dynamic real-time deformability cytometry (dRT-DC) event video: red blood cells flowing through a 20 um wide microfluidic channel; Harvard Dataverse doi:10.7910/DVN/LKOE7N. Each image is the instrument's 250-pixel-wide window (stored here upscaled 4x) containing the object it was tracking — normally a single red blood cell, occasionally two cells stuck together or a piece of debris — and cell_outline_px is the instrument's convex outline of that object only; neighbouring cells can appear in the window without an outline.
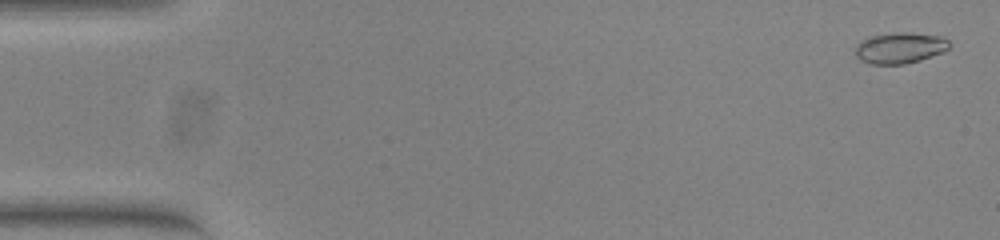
{"species": "common noctule bat (a hibernating species)", "species_latin": "Nyctalus noctula", "temperature_condition": "warm", "stored_images_in_passage": 54, "camera_frame_rate_fps": 3000, "um_per_image_px": 0.085, "animal": {"sex": "female", "body_mass_g": 23.0, "forearm_length_mm": 53.4}, "frame": {"image": 1, "passage_image": 2, "time_ms": 0.333, "image_size_px": [1000, 240], "cell_outline_px": [[948, 48], [944, 52], [920, 60], [904, 64], [868, 64], [860, 60], [856, 56], [856, 44], [872, 36], [888, 32], [908, 32], [940, 36], [948, 40]], "centroid_in_image_um": [76.48, 4.07], "position_along_channel_um": 8.5, "area_um2": 16.99}}
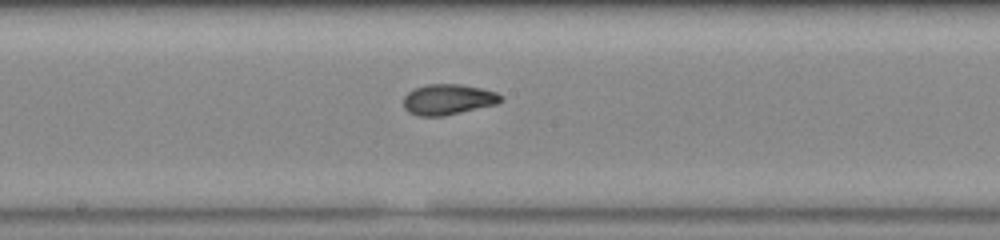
{"frame": {"image": 2, "passage_image": 29, "time_ms": 9.333, "image_size_px": [1000, 240], "cell_outline_px": [[504, 100], [496, 104], [444, 116], [420, 116], [408, 112], [404, 108], [404, 96], [408, 92], [416, 88], [428, 84], [460, 84], [480, 88], [496, 92], [504, 96]], "centroid_in_image_um": [38.1, 8.45], "position_along_channel_um": 210.1, "area_um2": 17.34}}
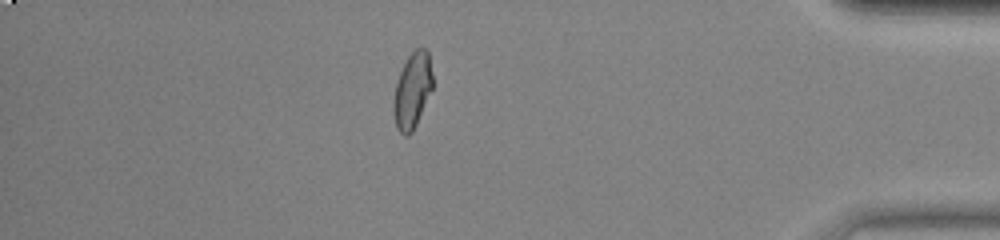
{"frame": {"image": 3, "passage_image": 47, "time_ms": 15.333, "image_size_px": [1000, 240], "cell_outline_px": [[432, 88], [416, 124], [412, 132], [408, 136], [404, 136], [396, 128], [392, 108], [392, 104], [396, 84], [400, 72], [408, 56], [416, 48], [424, 48], [428, 52], [432, 72]], "centroid_in_image_um": [35.03, 7.71], "position_along_channel_um": 400.2, "area_um2": 17.11}, "authors_computed_cell_mechanics": {"area_um2": 17.1666, "velocity_mm_per_s": 3.8396, "shape_relaxation_time_tau1_ms": 9.8447, "shape_relaxation_time_tau2_ms": 1.0299, "deformation_change_tau1": 0.2347, "deformation_change_tau2": 0.0449}}